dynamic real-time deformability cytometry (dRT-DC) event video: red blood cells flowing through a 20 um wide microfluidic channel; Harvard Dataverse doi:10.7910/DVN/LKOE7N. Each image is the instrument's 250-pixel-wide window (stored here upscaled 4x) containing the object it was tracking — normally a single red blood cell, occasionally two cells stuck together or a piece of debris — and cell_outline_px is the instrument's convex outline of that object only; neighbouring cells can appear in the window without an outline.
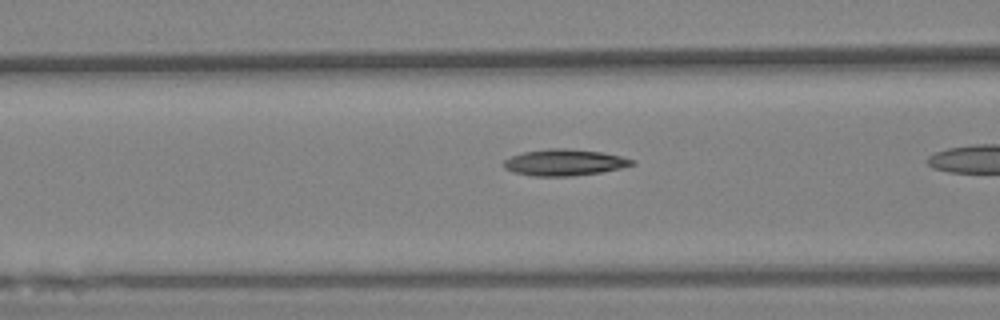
{"species": "Egyptian fruit bat (a non-hibernating species)", "species_latin": "Rousettus aegyptiacus", "temperature_condition": "warm", "stored_images_in_passage": 28, "camera_frame_rate_fps": 3000, "um_per_image_px": 0.085, "animal": {"sex": "female"}, "frame": {"image": 1, "passage_image": 9, "time_ms": 2.667, "image_size_px": [1000, 320], "cell_outline_px": [[636, 164], [620, 168], [600, 172], [572, 176], [532, 176], [516, 172], [504, 168], [500, 164], [504, 160], [512, 156], [524, 152], [548, 148], [564, 148], [600, 152], [620, 156], [636, 160]], "centroid_in_image_um": [47.96, 13.81], "position_along_channel_um": 118.6, "area_um2": 19.65}}
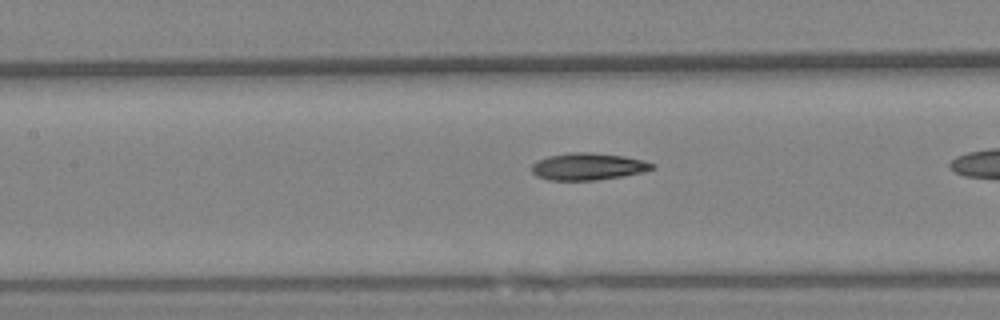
{"frame": {"image": 2, "passage_image": 13, "time_ms": 4.0, "image_size_px": [1000, 320], "cell_outline_px": [[656, 168], [644, 172], [596, 180], [548, 180], [536, 176], [532, 172], [532, 164], [536, 160], [548, 156], [568, 152], [592, 152], [624, 156], [644, 160], [656, 164]], "centroid_in_image_um": [49.99, 14.14], "position_along_channel_um": 157.4, "area_um2": 19.19}}